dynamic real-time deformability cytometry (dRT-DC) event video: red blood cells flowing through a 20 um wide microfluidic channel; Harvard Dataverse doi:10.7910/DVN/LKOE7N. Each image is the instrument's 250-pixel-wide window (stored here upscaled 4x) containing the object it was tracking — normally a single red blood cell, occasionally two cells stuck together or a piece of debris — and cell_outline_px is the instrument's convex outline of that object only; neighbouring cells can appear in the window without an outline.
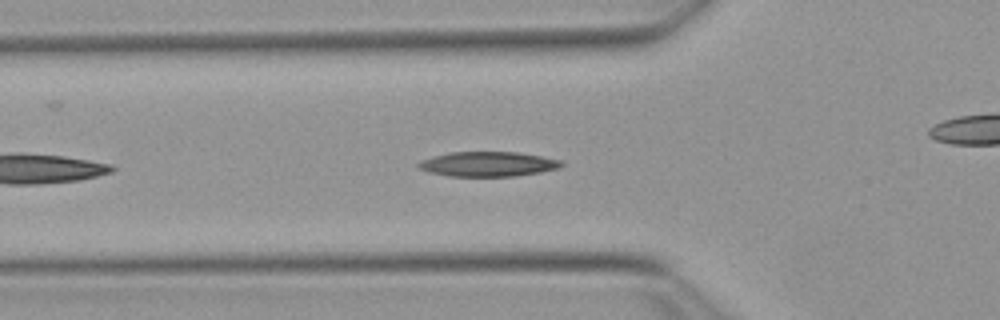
{"species": "Egyptian fruit bat (a non-hibernating species)", "species_latin": "Rousettus aegyptiacus", "temperature_condition": "warm", "stored_images_in_passage": 33, "camera_frame_rate_fps": 3000, "um_per_image_px": 0.085, "animal": {"sex": "female"}, "frame": {"image": 1, "passage_image": 6, "time_ms": 1.667, "image_size_px": [1000, 320], "cell_outline_px": [[564, 164], [560, 168], [540, 172], [516, 176], [448, 176], [428, 172], [420, 168], [416, 164], [420, 160], [432, 156], [452, 152], [516, 152], [540, 156], [560, 160]], "centroid_in_image_um": [41.45, 13.95], "position_along_channel_um": 84.3, "area_um2": 20.63}}
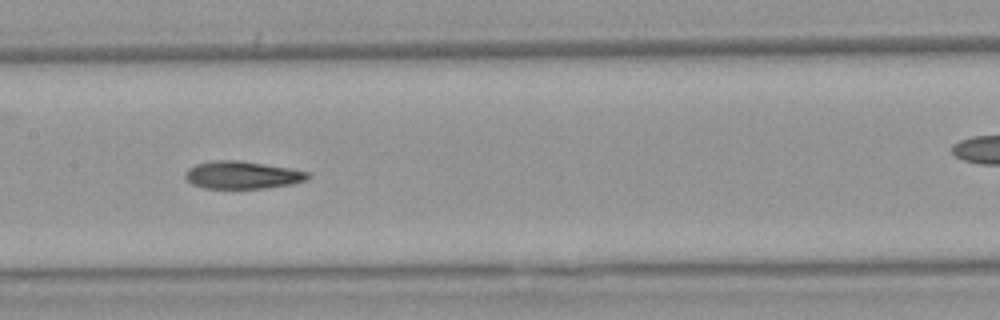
{"frame": {"image": 2, "passage_image": 14, "time_ms": 4.333, "image_size_px": [1000, 320], "cell_outline_px": [[312, 176], [308, 180], [292, 184], [264, 188], [204, 188], [192, 184], [184, 176], [184, 172], [188, 168], [196, 164], [212, 160], [236, 160], [288, 168], [308, 172]], "centroid_in_image_um": [20.58, 14.88], "position_along_channel_um": 186.8, "area_um2": 19.65}}
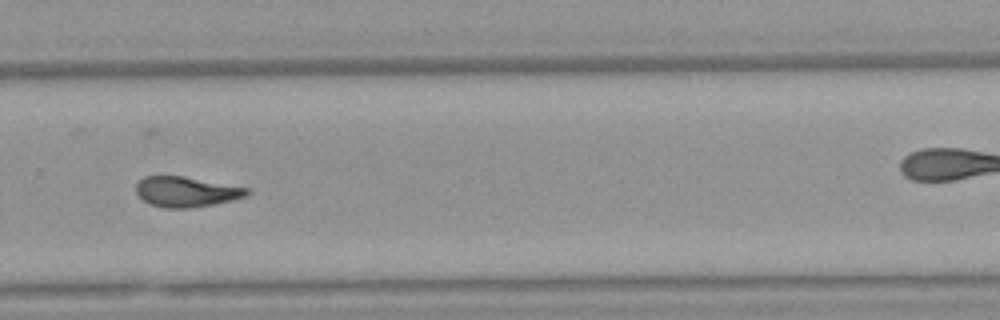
{"frame": {"image": 3, "passage_image": 24, "time_ms": 7.667, "image_size_px": [1000, 320], "cell_outline_px": [[252, 192], [248, 196], [232, 200], [212, 204], [188, 208], [164, 208], [148, 204], [136, 192], [136, 184], [144, 176], [184, 176], [248, 188]], "centroid_in_image_um": [15.84, 16.3], "position_along_channel_um": 314.0, "area_um2": 19.54}, "authors_computed_cell_mechanics": {"area_um2": 20.0566, "velocity_mm_per_s": 3.824, "shape_relaxation_time_tau1_ms": 6.8058, "shape_relaxation_time_tau2_ms": 4.2606, "deformation_change_tau1": 0.1959, "deformation_change_tau2": 0.1343}}